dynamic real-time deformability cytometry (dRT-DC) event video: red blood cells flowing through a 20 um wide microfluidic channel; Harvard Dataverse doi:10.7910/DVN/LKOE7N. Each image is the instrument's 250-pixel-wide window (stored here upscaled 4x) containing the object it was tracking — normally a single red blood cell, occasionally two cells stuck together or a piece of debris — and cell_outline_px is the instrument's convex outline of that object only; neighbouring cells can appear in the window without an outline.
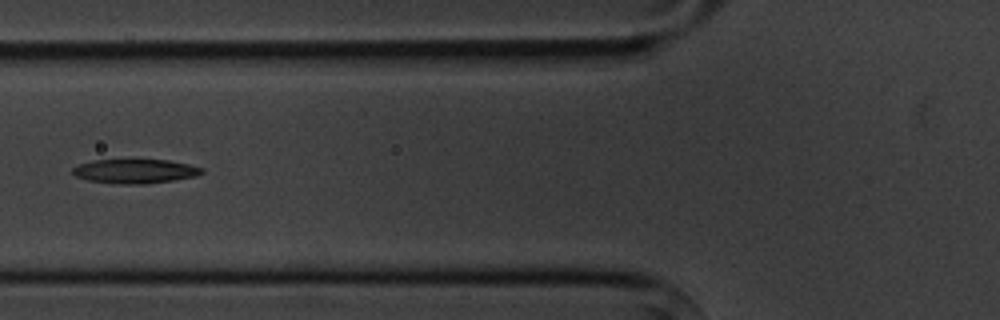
{"species": "common noctule bat (a hibernating species)", "species_latin": "Nyctalus noctula", "temperature_condition": "cold", "stored_images_in_passage": 8, "camera_frame_rate_fps": 3000, "um_per_image_px": 0.085, "animal": {"sex": "male", "body_mass_g": 20.1, "forearm_length_mm": 53.5}, "frame": {"image": 1, "passage_image": 6, "time_ms": 6.0, "image_size_px": [1000, 320], "cell_outline_px": [[204, 172], [196, 176], [172, 180], [144, 184], [116, 184], [88, 180], [76, 176], [72, 172], [72, 168], [76, 164], [92, 160], [168, 160], [188, 164], [204, 168]], "centroid_in_image_um": [11.45, 14.55], "position_along_channel_um": 114.3, "area_um2": 18.26}}
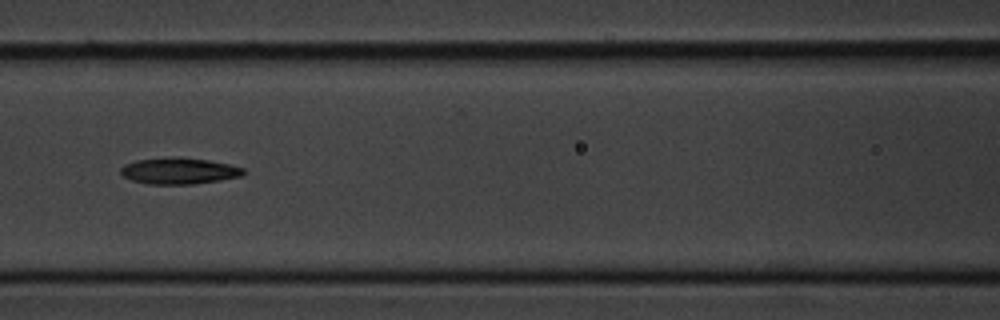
{"frame": {"image": 2, "passage_image": 7, "time_ms": 7.0, "image_size_px": [1000, 320], "cell_outline_px": [[244, 172], [240, 176], [220, 180], [192, 184], [148, 184], [132, 180], [124, 176], [120, 172], [120, 168], [124, 164], [136, 160], [176, 156], [208, 160], [228, 164], [244, 168]], "centroid_in_image_um": [15.18, 14.52], "position_along_channel_um": 151.4, "area_um2": 18.79}}
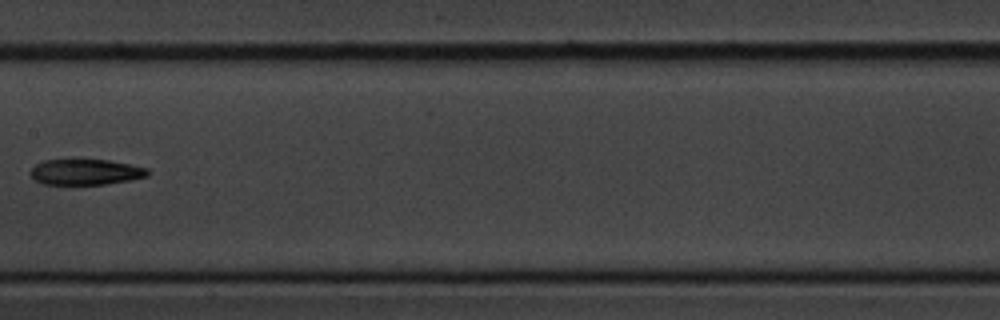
{"frame": {"image": 3, "passage_image": 8, "time_ms": 8.333, "image_size_px": [1000, 320], "cell_outline_px": [[148, 176], [132, 180], [104, 184], [44, 184], [36, 180], [28, 172], [36, 164], [44, 160], [108, 160], [132, 164], [148, 168]], "centroid_in_image_um": [7.3, 14.62], "position_along_channel_um": 200.1, "area_um2": 17.51}}